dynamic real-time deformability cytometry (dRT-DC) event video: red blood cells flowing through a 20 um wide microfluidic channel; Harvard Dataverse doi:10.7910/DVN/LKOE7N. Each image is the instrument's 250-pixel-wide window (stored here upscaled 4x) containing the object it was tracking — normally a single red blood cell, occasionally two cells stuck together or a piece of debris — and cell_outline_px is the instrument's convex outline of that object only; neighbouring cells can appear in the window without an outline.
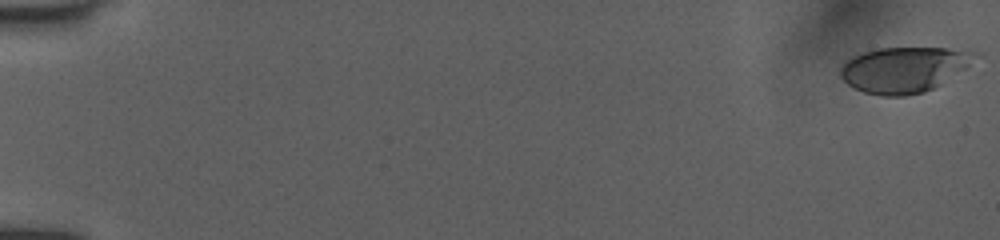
{"species": "human", "species_latin": "Homo sapiens", "temperature_condition": "room temperature", "stored_images_in_passage": 59, "camera_frame_rate_fps": 3000, "um_per_image_px": 0.085, "donor": {"sex": "female"}, "frame": {"image": 1, "passage_image": 1, "time_ms": 0.0, "image_size_px": [1000, 240], "cell_outline_px": [[980, 56], [964, 68], [940, 84], [924, 92], [904, 96], [880, 96], [864, 92], [848, 84], [840, 76], [840, 68], [852, 56], [864, 52], [880, 48], [944, 48], [976, 52]], "centroid_in_image_um": [76.82, 5.91], "position_along_channel_um": 8.2, "area_um2": 35.26}}
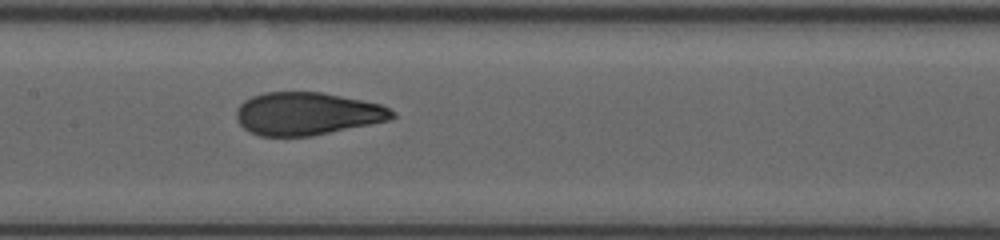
{"frame": {"image": 2, "passage_image": 33, "time_ms": 9.0, "image_size_px": [1000, 240], "cell_outline_px": [[396, 116], [388, 120], [312, 136], [260, 136], [244, 128], [236, 120], [236, 108], [244, 100], [252, 96], [264, 92], [324, 92], [380, 104], [396, 112]], "centroid_in_image_um": [26.08, 9.65], "position_along_channel_um": 181.3, "area_um2": 38.78}}
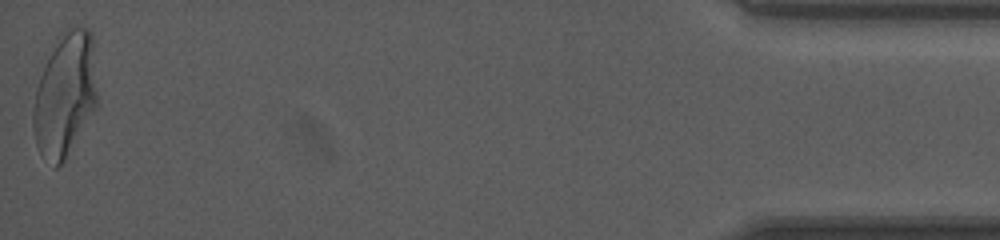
{"frame": {"image": 3, "passage_image": 58, "time_ms": 17.333, "image_size_px": [1000, 240], "cell_outline_px": [[96, 108], [64, 160], [56, 168], [52, 168], [40, 156], [36, 144], [32, 124], [32, 112], [36, 88], [40, 76], [60, 32], [68, 28], [88, 28], [92, 32], [96, 92]], "centroid_in_image_um": [5.5, 8.1], "position_along_channel_um": 429.7, "area_um2": 46.07}, "authors_computed_cell_mechanics": {"area_um2": 38.8994, "velocity_mm_per_s": 3.9813, "shape_relaxation_time_tau1_ms": 5.3523, "shape_relaxation_time_tau2_ms": 0.7531, "deformation_change_tau1": 0.1904, "deformation_change_tau2": 0.0674}}